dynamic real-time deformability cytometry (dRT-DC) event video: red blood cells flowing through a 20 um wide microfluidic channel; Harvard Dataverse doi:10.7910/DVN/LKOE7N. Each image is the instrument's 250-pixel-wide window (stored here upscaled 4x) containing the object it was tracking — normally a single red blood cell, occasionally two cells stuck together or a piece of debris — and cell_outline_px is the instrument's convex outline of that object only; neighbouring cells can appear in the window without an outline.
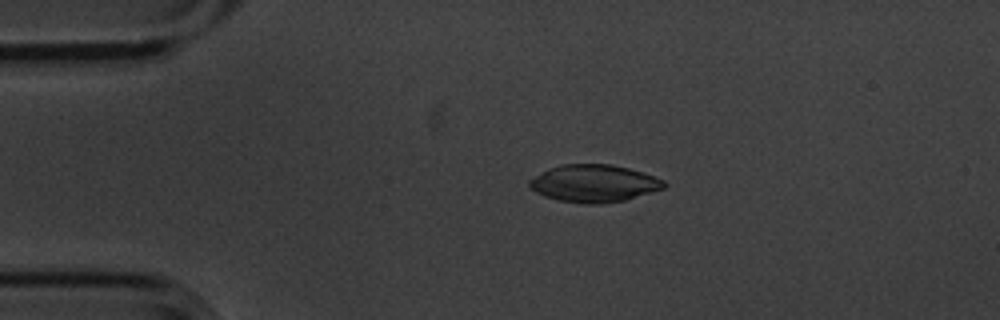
{"species": "common noctule bat (a hibernating species)", "species_latin": "Nyctalus noctula", "temperature_condition": "cold", "stored_images_in_passage": 3, "camera_frame_rate_fps": 3000, "um_per_image_px": 0.085, "animal": {"sex": "male", "body_mass_g": 20.1, "forearm_length_mm": 53.5}, "frame": {"image": 1, "passage_image": 2, "time_ms": 0.333, "image_size_px": [1000, 320], "cell_outline_px": [[668, 184], [664, 188], [624, 200], [600, 204], [584, 204], [556, 200], [544, 196], [536, 192], [528, 184], [528, 180], [548, 168], [560, 164], [612, 164], [628, 168], [664, 180]], "centroid_in_image_um": [50.45, 15.59], "position_along_channel_um": 34.5, "area_um2": 29.3}}